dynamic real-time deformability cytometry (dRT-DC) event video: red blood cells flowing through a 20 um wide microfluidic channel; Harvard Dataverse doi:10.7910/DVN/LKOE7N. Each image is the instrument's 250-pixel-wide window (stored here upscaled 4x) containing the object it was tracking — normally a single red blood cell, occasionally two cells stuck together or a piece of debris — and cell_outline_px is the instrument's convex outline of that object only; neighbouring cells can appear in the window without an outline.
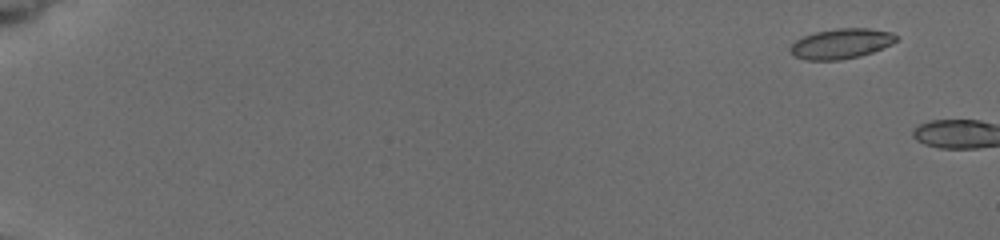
{"species": "common noctule bat (a hibernating species)", "species_latin": "Nyctalus noctula", "temperature_condition": "cold", "stored_images_in_passage": 3, "camera_frame_rate_fps": 3000, "um_per_image_px": 0.085, "animal": {"sex": "female", "body_mass_g": 19.5, "forearm_length_mm": 54.1}, "frame": {"image": 1, "passage_image": 2, "time_ms": 0.667, "image_size_px": [1000, 240], "cell_outline_px": [[896, 40], [892, 44], [872, 52], [860, 56], [840, 60], [804, 60], [792, 56], [788, 48], [796, 40], [804, 36], [816, 32], [836, 28], [868, 28], [892, 32], [896, 36]], "centroid_in_image_um": [71.46, 3.72], "position_along_channel_um": 13.5, "area_um2": 18.67}}